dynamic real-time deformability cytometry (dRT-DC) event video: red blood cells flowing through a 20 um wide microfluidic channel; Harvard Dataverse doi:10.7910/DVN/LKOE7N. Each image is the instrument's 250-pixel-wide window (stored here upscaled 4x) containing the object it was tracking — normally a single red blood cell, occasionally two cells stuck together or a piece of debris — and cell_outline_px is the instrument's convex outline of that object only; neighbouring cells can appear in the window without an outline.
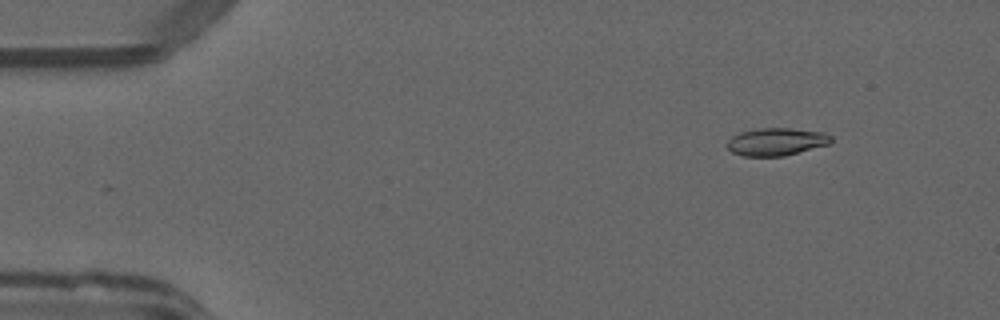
{"species": "common noctule bat (a hibernating species)", "species_latin": "Nyctalus noctula", "temperature_condition": "warm", "stored_images_in_passage": 47, "camera_frame_rate_fps": 3000, "um_per_image_px": 0.085, "animal": {"sex": "male", "forearm_length_mm": 52.5}, "frame": {"image": 1, "passage_image": 2, "time_ms": 0.333, "image_size_px": [1000, 320], "cell_outline_px": [[832, 140], [828, 144], [784, 156], [744, 156], [732, 152], [728, 148], [728, 140], [732, 136], [740, 132], [760, 128], [792, 128], [824, 132], [832, 136]], "centroid_in_image_um": [65.99, 12.04], "position_along_channel_um": 19.0, "area_um2": 16.65}}
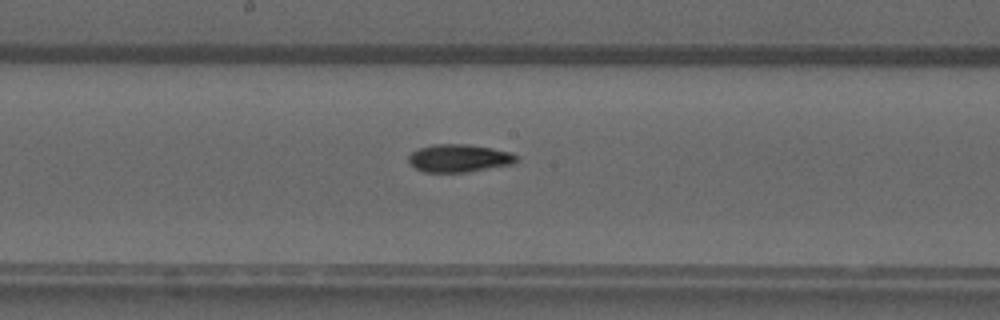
{"frame": {"image": 2, "passage_image": 23, "time_ms": 7.333, "image_size_px": [1000, 320], "cell_outline_px": [[516, 160], [512, 164], [468, 172], [424, 172], [416, 168], [408, 160], [408, 156], [412, 152], [420, 148], [432, 144], [468, 144], [492, 148], [512, 152], [516, 156]], "centroid_in_image_um": [39.02, 13.44], "position_along_channel_um": 209.2, "area_um2": 17.4}}
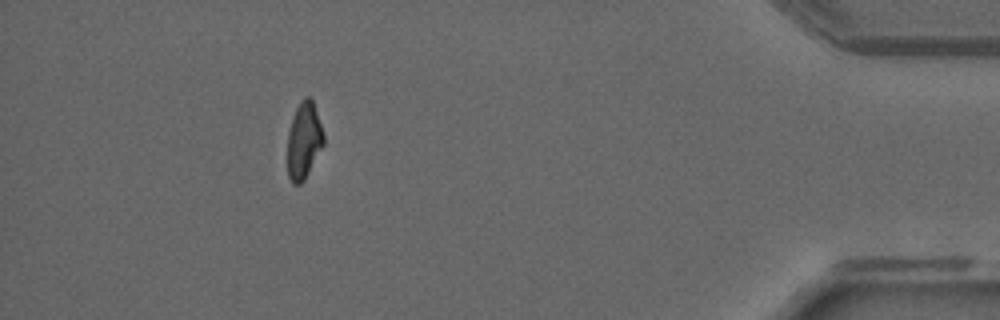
{"frame": {"image": 3, "passage_image": 42, "time_ms": 13.667, "image_size_px": [1000, 320], "cell_outline_px": [[324, 144], [304, 180], [300, 184], [292, 184], [288, 176], [288, 132], [296, 108], [300, 100], [304, 96], [308, 96], [312, 100], [324, 136]], "centroid_in_image_um": [25.82, 11.96], "position_along_channel_um": 409.4, "area_um2": 15.9}, "authors_computed_cell_mechanics": {"area_um2": 16.8776, "velocity_mm_per_s": 4.0585, "shape_relaxation_time_tau1_ms": null, "shape_relaxation_time_tau2_ms": 6.6677, "deformation_change_tau1": null, "deformation_change_tau2": 0.1416}}